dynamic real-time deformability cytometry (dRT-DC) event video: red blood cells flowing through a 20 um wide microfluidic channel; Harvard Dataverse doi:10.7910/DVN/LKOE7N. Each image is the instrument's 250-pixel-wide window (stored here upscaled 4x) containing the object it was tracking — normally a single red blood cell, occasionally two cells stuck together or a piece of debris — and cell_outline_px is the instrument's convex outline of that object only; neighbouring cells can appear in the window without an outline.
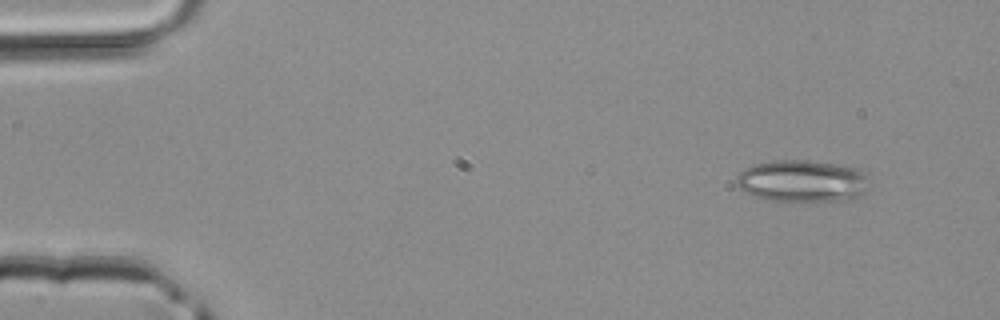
{"species": "common noctule bat (a hibernating species)", "species_latin": "Nyctalus noctula", "temperature_condition": "room temperature", "stored_images_in_passage": 4, "camera_frame_rate_fps": 3000, "um_per_image_px": 0.085, "animal": {"sex": "male", "body_mass_g": 20.4}, "frame": {"image": 1, "passage_image": 1, "time_ms": 0.0, "image_size_px": [1000, 320], "cell_outline_px": [[868, 188], [864, 192], [852, 200], [812, 204], [772, 200], [756, 196], [744, 192], [736, 184], [736, 176], [744, 168], [752, 164], [772, 160], [804, 160], [860, 168], [868, 172]], "centroid_in_image_um": [68.24, 15.42], "position_along_channel_um": 16.8, "area_um2": 33.7}}